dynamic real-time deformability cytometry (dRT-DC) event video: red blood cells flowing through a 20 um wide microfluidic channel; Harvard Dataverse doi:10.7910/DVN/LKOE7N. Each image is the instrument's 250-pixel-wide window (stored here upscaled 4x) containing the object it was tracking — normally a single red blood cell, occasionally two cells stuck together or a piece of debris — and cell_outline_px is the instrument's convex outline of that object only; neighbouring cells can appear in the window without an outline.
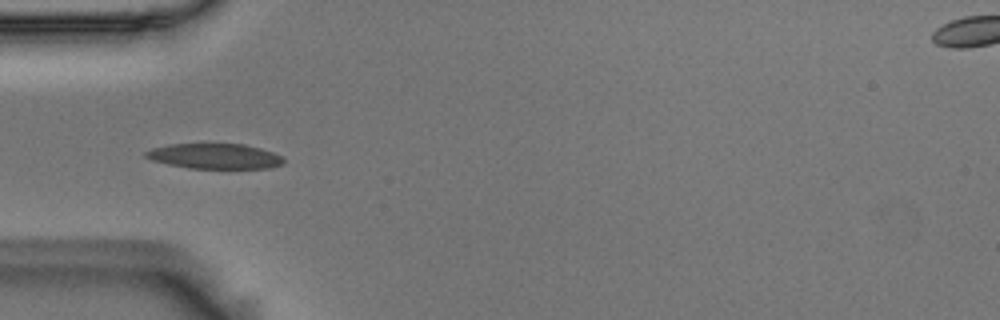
{"species": "Egyptian fruit bat (a non-hibernating species)", "species_latin": "Rousettus aegyptiacus", "temperature_condition": "room temperature", "stored_images_in_passage": 2, "camera_frame_rate_fps": 3000, "um_per_image_px": 0.085, "animal": {"sex": "male"}, "frame": {"image": 1, "passage_image": 1, "time_ms": 0.0, "image_size_px": [1000, 320], "cell_outline_px": [[284, 164], [268, 168], [188, 168], [168, 164], [152, 160], [144, 156], [144, 152], [152, 148], [168, 144], [244, 144], [260, 148], [284, 156]], "centroid_in_image_um": [18.26, 13.27], "position_along_channel_um": 66.7, "area_um2": 20.29}}
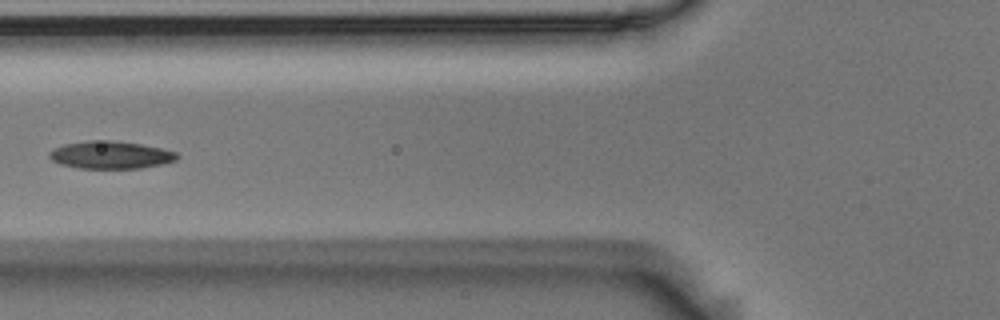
{"frame": {"image": 2, "passage_image": 2, "time_ms": 0.333, "image_size_px": [1000, 320], "cell_outline_px": [[180, 156], [176, 160], [160, 164], [140, 168], [80, 168], [60, 164], [52, 160], [48, 156], [48, 152], [52, 148], [64, 144], [88, 140], [108, 140], [140, 144], [160, 148], [176, 152]], "centroid_in_image_um": [9.35, 13.16], "position_along_channel_um": 116.4, "area_um2": 20.46}}